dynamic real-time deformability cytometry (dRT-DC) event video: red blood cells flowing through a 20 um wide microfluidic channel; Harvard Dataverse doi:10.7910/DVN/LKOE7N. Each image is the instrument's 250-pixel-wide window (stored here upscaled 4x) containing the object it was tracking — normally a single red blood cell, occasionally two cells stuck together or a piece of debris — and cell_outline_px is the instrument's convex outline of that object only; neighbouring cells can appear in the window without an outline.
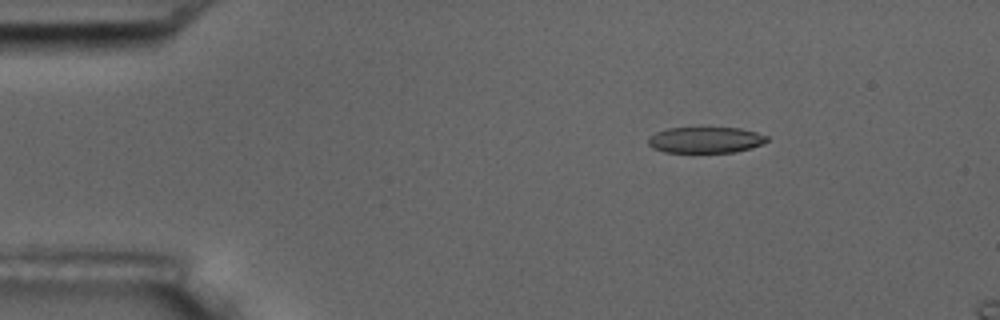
{"species": "common noctule bat (a hibernating species)", "species_latin": "Nyctalus noctula", "temperature_condition": "room temperature", "stored_images_in_passage": 5, "segment_of_instrument_passage": [1, 2], "camera_frame_rate_fps": 3000, "um_per_image_px": 0.085, "animal": {"sex": "male", "body_mass_g": 17.5, "forearm_length_mm": 52.3}, "frame": {"image": 1, "passage_image": 2, "time_ms": 2.333, "image_size_px": [1000, 320], "cell_outline_px": [[768, 140], [764, 144], [736, 152], [664, 152], [652, 148], [648, 144], [648, 140], [656, 132], [668, 128], [740, 128], [756, 132], [768, 136]], "centroid_in_image_um": [59.99, 11.9], "position_along_channel_um": 25.0, "area_um2": 17.98}}